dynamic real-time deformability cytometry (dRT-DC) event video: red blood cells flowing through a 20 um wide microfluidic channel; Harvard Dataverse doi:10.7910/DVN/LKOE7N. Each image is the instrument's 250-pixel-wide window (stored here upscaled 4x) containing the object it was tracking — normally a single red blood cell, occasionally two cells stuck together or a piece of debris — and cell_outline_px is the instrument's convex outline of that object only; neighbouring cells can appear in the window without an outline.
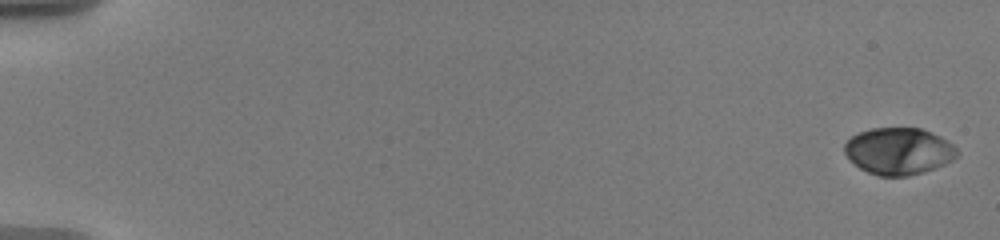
{"species": "human", "species_latin": "Homo sapiens", "temperature_condition": "warm", "stored_images_in_passage": 12, "camera_frame_rate_fps": 3000, "um_per_image_px": 0.085, "donor": {"sex": "male"}, "frame": {"image": 1, "passage_image": 1, "time_ms": 0.0, "image_size_px": [1000, 240], "cell_outline_px": [[960, 152], [952, 160], [944, 164], [924, 172], [908, 176], [876, 176], [860, 168], [844, 152], [844, 144], [852, 136], [860, 132], [872, 128], [920, 128], [940, 136], [952, 144]], "centroid_in_image_um": [76.4, 12.85], "position_along_channel_um": 8.6, "area_um2": 30.58}}
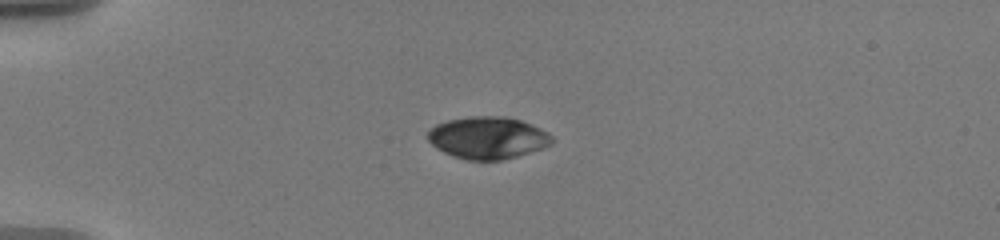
{"frame": {"image": 2, "passage_image": 9, "time_ms": 5.0, "image_size_px": [1000, 240], "cell_outline_px": [[552, 144], [516, 156], [500, 160], [468, 160], [444, 152], [436, 148], [428, 140], [428, 132], [436, 124], [448, 120], [468, 116], [504, 116], [520, 120], [532, 124], [548, 132], [552, 136]], "centroid_in_image_um": [41.45, 11.69], "position_along_channel_um": 43.5, "area_um2": 30.23}}
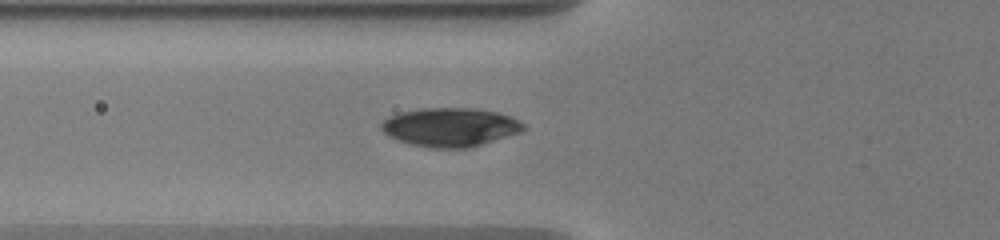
{"frame": {"image": 3, "passage_image": 12, "time_ms": 7.333, "image_size_px": [1000, 240], "cell_outline_px": [[528, 128], [520, 132], [468, 148], [428, 148], [412, 144], [388, 136], [380, 128], [380, 124], [388, 116], [400, 112], [420, 108], [476, 108], [500, 112], [520, 120]], "centroid_in_image_um": [38.28, 10.79], "position_along_channel_um": 87.5, "area_um2": 32.25}}